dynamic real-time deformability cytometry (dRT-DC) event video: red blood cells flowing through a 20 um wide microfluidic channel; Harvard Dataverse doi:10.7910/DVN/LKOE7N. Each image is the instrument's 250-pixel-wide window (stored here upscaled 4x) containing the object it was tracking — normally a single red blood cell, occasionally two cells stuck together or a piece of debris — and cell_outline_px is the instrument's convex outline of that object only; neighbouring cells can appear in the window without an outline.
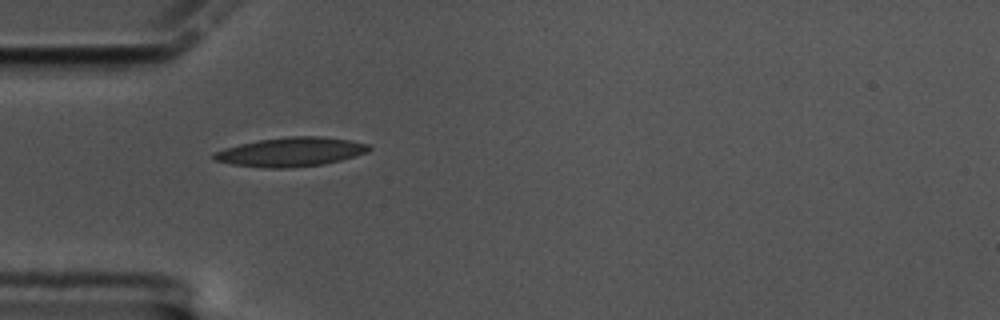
{"species": "common noctule bat (a hibernating species)", "species_latin": "Nyctalus noctula", "temperature_condition": "cold", "stored_images_in_passage": 42, "camera_frame_rate_fps": 3000, "um_per_image_px": 0.085, "animal": {"sex": "male", "body_mass_g": 17.5, "forearm_length_mm": 52.3}, "frame": {"image": 1, "passage_image": 1, "time_ms": 0.0, "image_size_px": [1000, 320], "cell_outline_px": [[372, 148], [368, 152], [356, 156], [324, 164], [288, 168], [268, 168], [232, 164], [216, 160], [212, 156], [212, 152], [224, 148], [240, 144], [260, 140], [288, 136], [320, 136], [352, 140], [368, 144]], "centroid_in_image_um": [24.75, 12.91], "position_along_channel_um": 60.2, "area_um2": 26.3}}
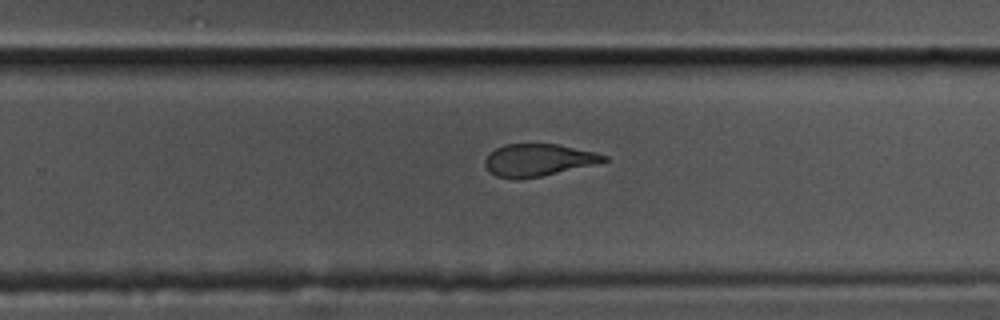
{"frame": {"image": 2, "passage_image": 21, "time_ms": 6.667, "image_size_px": [1000, 320], "cell_outline_px": [[608, 160], [592, 164], [540, 176], [516, 180], [496, 176], [488, 172], [484, 164], [484, 160], [496, 148], [504, 144], [556, 144], [596, 152], [608, 156]], "centroid_in_image_um": [45.69, 13.6], "position_along_channel_um": 284.1, "area_um2": 22.08}}
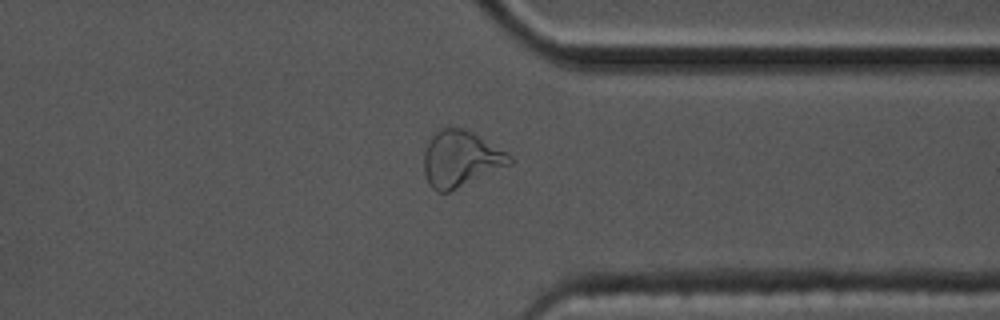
{"frame": {"image": 3, "passage_image": 29, "time_ms": 9.333, "image_size_px": [1000, 320], "cell_outline_px": [[512, 164], [448, 192], [436, 192], [432, 188], [424, 172], [424, 152], [428, 140], [436, 132], [444, 128], [464, 128], [472, 132], [508, 152], [512, 156]], "centroid_in_image_um": [39.17, 13.5], "position_along_channel_um": 372.2, "area_um2": 27.86}, "authors_computed_cell_mechanics": {"area_um2": 24.1315, "velocity_mm_per_s": 3.388, "shape_relaxation_time_tau1_ms": 8.48, "shape_relaxation_time_tau2_ms": 2.9516, "deformation_change_tau1": 0.2102, "deformation_change_tau2": 0.1022}}